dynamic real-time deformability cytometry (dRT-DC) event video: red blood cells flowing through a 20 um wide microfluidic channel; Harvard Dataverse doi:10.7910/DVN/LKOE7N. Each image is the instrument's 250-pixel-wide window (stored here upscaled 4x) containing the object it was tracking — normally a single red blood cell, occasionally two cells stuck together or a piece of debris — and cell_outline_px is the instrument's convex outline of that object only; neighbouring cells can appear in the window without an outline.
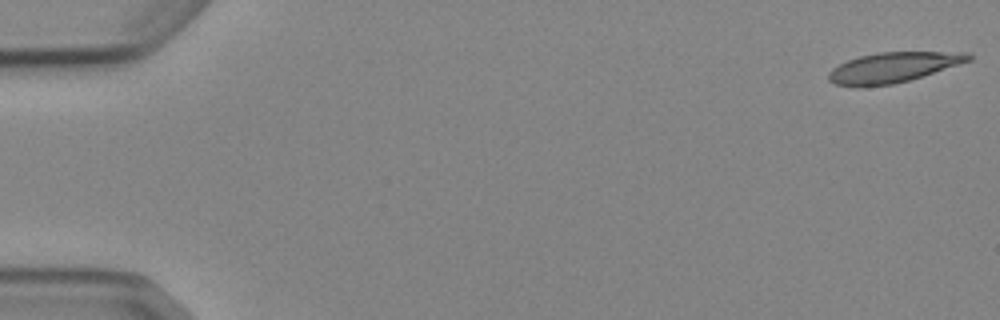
{"species": "Egyptian fruit bat (a non-hibernating species)", "species_latin": "Rousettus aegyptiacus", "temperature_condition": "cold", "stored_images_in_passage": 6, "camera_frame_rate_fps": 3000, "um_per_image_px": 0.085, "animal": {"sex": "female"}, "frame": {"image": 1, "passage_image": 1, "time_ms": 0.0, "image_size_px": [1000, 320], "cell_outline_px": [[972, 60], [960, 64], [908, 80], [892, 84], [860, 88], [856, 88], [836, 84], [828, 80], [828, 72], [832, 68], [848, 60], [860, 56], [880, 52], [968, 52], [972, 56]], "centroid_in_image_um": [75.88, 5.74], "position_along_channel_um": 9.1, "area_um2": 24.62}}
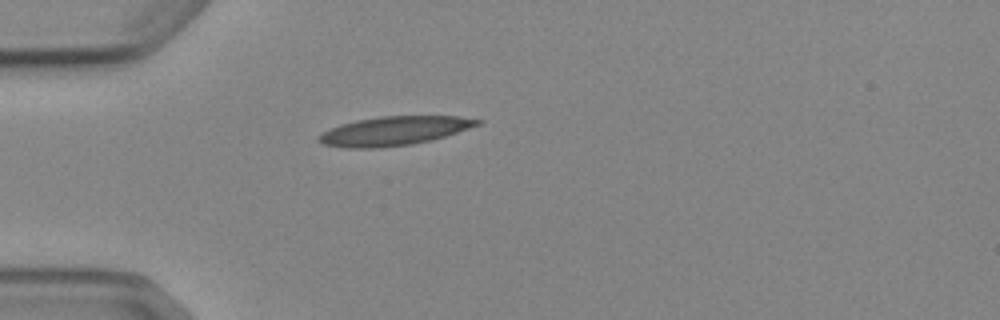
{"frame": {"image": 2, "passage_image": 4, "time_ms": 4.667, "image_size_px": [1000, 320], "cell_outline_px": [[484, 120], [480, 124], [444, 136], [412, 144], [376, 148], [344, 148], [324, 144], [316, 140], [316, 136], [340, 124], [356, 120], [380, 116], [456, 116]], "centroid_in_image_um": [33.45, 11.12], "position_along_channel_um": 51.6, "area_um2": 26.53}}
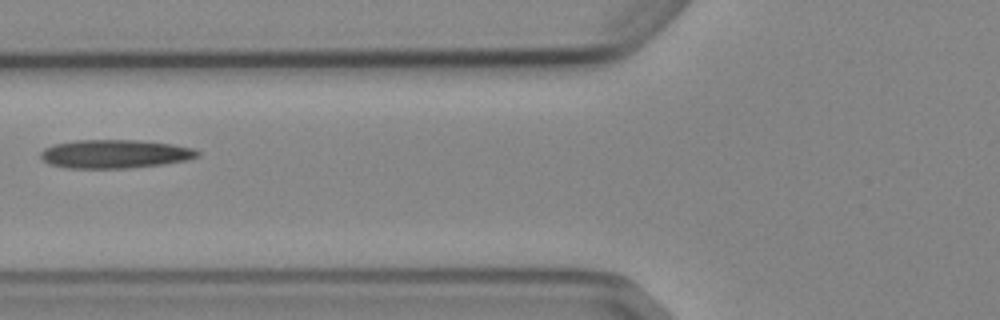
{"frame": {"image": 3, "passage_image": 6, "time_ms": 6.667, "image_size_px": [1000, 320], "cell_outline_px": [[200, 156], [184, 160], [164, 164], [128, 168], [68, 168], [48, 164], [40, 156], [40, 152], [44, 148], [52, 144], [76, 140], [140, 140], [172, 144], [196, 148], [200, 152]], "centroid_in_image_um": [9.76, 13.08], "position_along_channel_um": 116.0, "area_um2": 26.3}}